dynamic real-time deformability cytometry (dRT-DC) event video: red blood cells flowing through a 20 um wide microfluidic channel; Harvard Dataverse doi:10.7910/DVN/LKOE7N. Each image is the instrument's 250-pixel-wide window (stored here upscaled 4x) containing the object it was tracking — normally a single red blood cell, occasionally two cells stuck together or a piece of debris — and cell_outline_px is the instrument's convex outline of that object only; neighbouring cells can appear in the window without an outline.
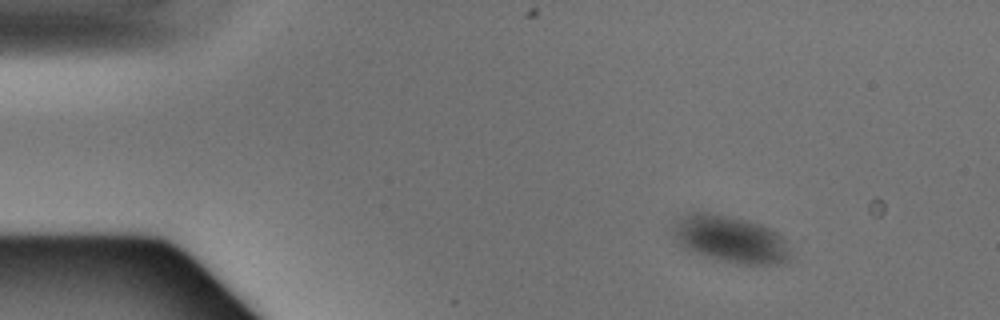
{"species": "Egyptian fruit bat (a non-hibernating species)", "species_latin": "Rousettus aegyptiacus", "temperature_condition": "warm", "stored_images_in_passage": 44, "camera_frame_rate_fps": 3000, "um_per_image_px": 0.085, "animal": {"sex": "male"}, "frame": {"image": 1, "passage_image": 1, "time_ms": 0.0, "image_size_px": [1000, 320], "cell_outline_px": [[792, 256], [784, 264], [736, 264], [688, 252], [672, 236], [672, 228], [684, 216], [692, 212], [708, 212], [728, 216], [760, 224], [776, 232], [788, 240]], "centroid_in_image_um": [62.12, 20.36], "position_along_channel_um": 22.9, "area_um2": 32.37}}
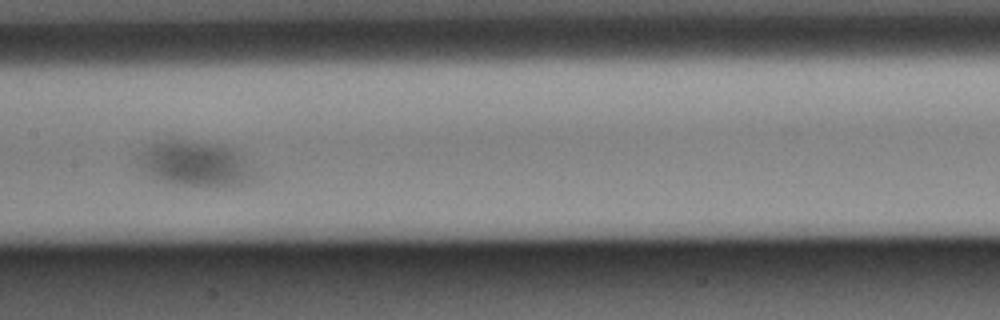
{"frame": {"image": 2, "passage_image": 19, "time_ms": 6.0, "image_size_px": [1000, 320], "cell_outline_px": [[260, 176], [248, 184], [236, 188], [200, 188], [176, 184], [156, 180], [140, 164], [136, 156], [164, 136], [224, 144], [232, 148]], "centroid_in_image_um": [16.68, 13.94], "position_along_channel_um": 190.7, "area_um2": 32.25}}
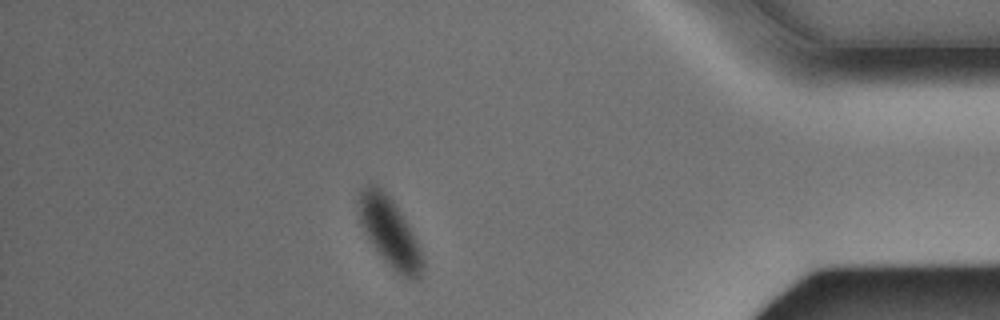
{"frame": {"image": 3, "passage_image": 37, "time_ms": 12.0, "image_size_px": [1000, 320], "cell_outline_px": [[424, 264], [420, 280], [408, 280], [396, 272], [376, 252], [364, 232], [356, 200], [360, 192], [368, 184], [376, 184], [392, 200], [408, 224], [420, 248], [424, 260]], "centroid_in_image_um": [33.13, 19.78], "position_along_channel_um": 402.1, "area_um2": 25.72}}